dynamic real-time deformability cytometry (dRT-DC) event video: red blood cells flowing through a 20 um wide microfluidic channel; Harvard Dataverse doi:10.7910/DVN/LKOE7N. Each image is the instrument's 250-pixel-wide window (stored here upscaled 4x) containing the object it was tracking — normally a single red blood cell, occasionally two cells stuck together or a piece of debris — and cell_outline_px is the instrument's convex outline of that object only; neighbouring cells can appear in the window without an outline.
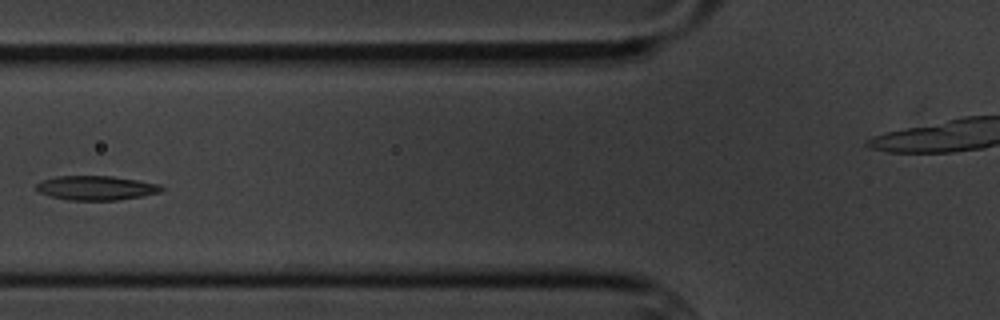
{"species": "common noctule bat (a hibernating species)", "species_latin": "Nyctalus noctula", "temperature_condition": "cold", "stored_images_in_passage": 7, "segment_of_instrument_passage": [1, 2], "camera_frame_rate_fps": 3000, "um_per_image_px": 0.085, "animal": {"sex": "male", "body_mass_g": 20.1, "forearm_length_mm": 53.5}, "frame": {"image": 1, "passage_image": 5, "time_ms": 4.667, "image_size_px": [1000, 320], "cell_outline_px": [[164, 188], [160, 192], [140, 196], [116, 200], [68, 200], [52, 196], [40, 192], [36, 188], [36, 184], [40, 180], [56, 176], [112, 176], [160, 184]], "centroid_in_image_um": [8.15, 15.96], "position_along_channel_um": 117.7, "area_um2": 17.57}}
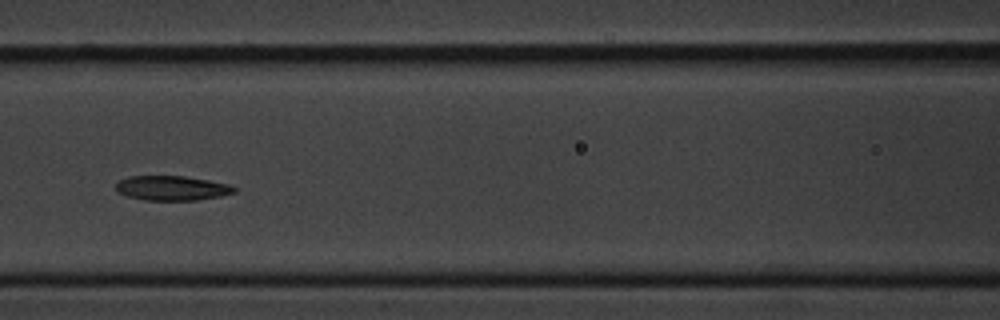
{"frame": {"image": 2, "passage_image": 6, "time_ms": 5.667, "image_size_px": [1000, 320], "cell_outline_px": [[236, 192], [220, 196], [196, 200], [144, 200], [128, 196], [116, 192], [116, 184], [120, 180], [128, 176], [184, 176], [208, 180], [228, 184], [236, 188]], "centroid_in_image_um": [14.59, 15.99], "position_along_channel_um": 152.0, "area_um2": 16.94}}